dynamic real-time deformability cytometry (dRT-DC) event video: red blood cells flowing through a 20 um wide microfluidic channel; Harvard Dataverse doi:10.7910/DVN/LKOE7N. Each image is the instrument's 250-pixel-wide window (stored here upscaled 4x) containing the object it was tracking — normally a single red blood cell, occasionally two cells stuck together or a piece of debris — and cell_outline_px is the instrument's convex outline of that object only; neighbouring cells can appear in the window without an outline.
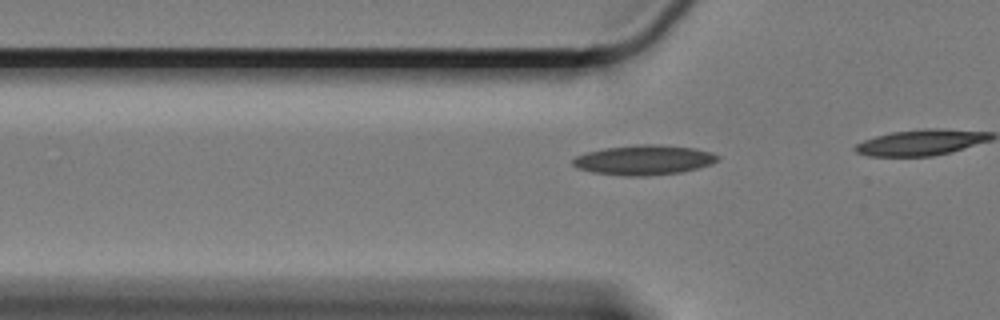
{"species": "Egyptian fruit bat (a non-hibernating species)", "species_latin": "Rousettus aegyptiacus", "temperature_condition": "cold", "stored_images_in_passage": 23, "camera_frame_rate_fps": 3000, "um_per_image_px": 0.085, "animal": {"sex": "female"}, "frame": {"image": 1, "passage_image": 17, "time_ms": 5.333, "image_size_px": [1000, 320], "cell_outline_px": [[720, 160], [712, 164], [680, 172], [648, 176], [624, 176], [592, 172], [576, 168], [572, 164], [572, 160], [576, 156], [584, 152], [604, 148], [636, 144], [656, 144], [692, 148], [712, 152], [720, 156]], "centroid_in_image_um": [54.71, 13.6], "position_along_channel_um": 71.1, "area_um2": 25.37}}
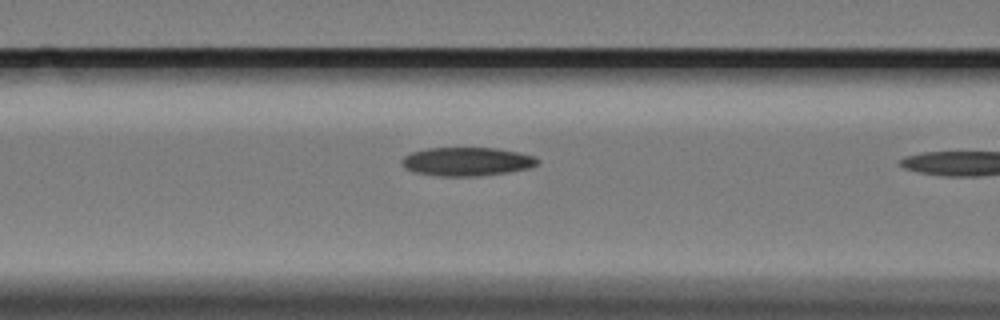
{"frame": {"image": 2, "passage_image": 22, "time_ms": 7.0, "image_size_px": [1000, 320], "cell_outline_px": [[540, 160], [536, 164], [528, 168], [508, 172], [480, 176], [440, 176], [416, 172], [408, 168], [400, 160], [404, 156], [412, 152], [428, 148], [496, 148], [520, 152], [536, 156]], "centroid_in_image_um": [39.73, 13.72], "position_along_channel_um": 126.9, "area_um2": 22.48}}